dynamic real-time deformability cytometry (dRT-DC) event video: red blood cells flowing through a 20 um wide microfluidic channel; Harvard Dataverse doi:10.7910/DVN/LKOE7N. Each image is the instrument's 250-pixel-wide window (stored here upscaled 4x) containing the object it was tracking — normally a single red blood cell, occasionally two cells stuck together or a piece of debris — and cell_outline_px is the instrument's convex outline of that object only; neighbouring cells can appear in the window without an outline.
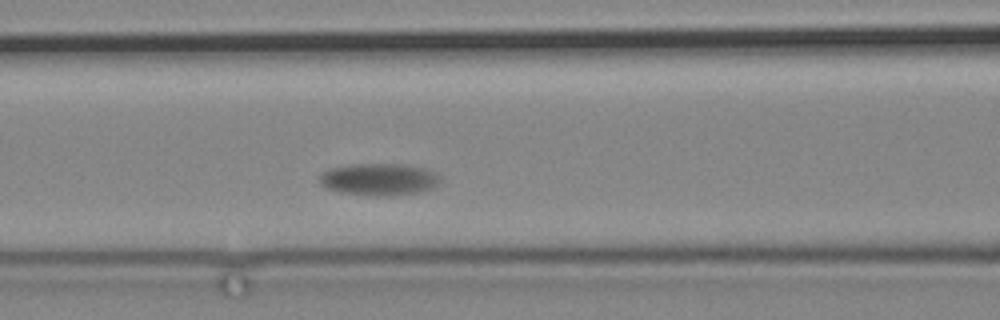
{"species": "common noctule bat (a hibernating species)", "species_latin": "Nyctalus noctula", "temperature_condition": "cold", "stored_images_in_passage": 3, "camera_frame_rate_fps": 3000, "um_per_image_px": 0.085, "animal": {"sex": "male", "body_mass_g": 19.2, "forearm_length_mm": 51.8}, "frame": {"image": 1, "passage_image": 3, "time_ms": 2.333, "image_size_px": [1000, 320], "cell_outline_px": [[440, 184], [432, 188], [420, 192], [392, 196], [376, 196], [340, 192], [324, 188], [320, 184], [320, 176], [328, 168], [352, 164], [404, 164], [424, 168], [440, 176]], "centroid_in_image_um": [32.22, 15.25], "position_along_channel_um": 134.4, "area_um2": 22.72}}